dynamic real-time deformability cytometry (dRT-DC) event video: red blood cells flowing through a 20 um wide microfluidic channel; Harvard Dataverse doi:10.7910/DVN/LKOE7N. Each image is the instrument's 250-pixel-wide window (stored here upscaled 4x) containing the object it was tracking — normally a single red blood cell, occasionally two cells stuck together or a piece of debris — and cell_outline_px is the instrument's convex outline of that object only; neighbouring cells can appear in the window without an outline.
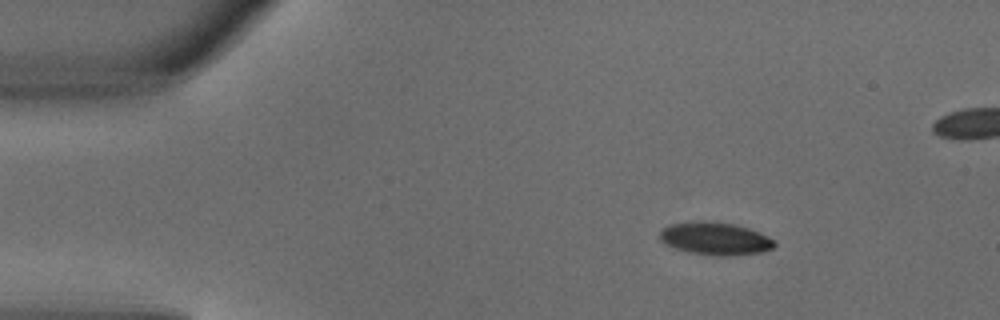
{"species": "common noctule bat (a hibernating species)", "species_latin": "Nyctalus noctula", "temperature_condition": "warm", "stored_images_in_passage": 5, "camera_frame_rate_fps": 3000, "um_per_image_px": 0.085, "animal": {"sex": "male", "body_mass_g": 18.8}, "frame": {"image": 1, "passage_image": 2, "time_ms": 0.333, "image_size_px": [1000, 320], "cell_outline_px": [[776, 244], [772, 248], [760, 252], [732, 256], [712, 256], [688, 252], [664, 244], [660, 240], [660, 232], [668, 224], [696, 220], [704, 220], [732, 224], [748, 228], [760, 232], [776, 240]], "centroid_in_image_um": [60.78, 20.28], "position_along_channel_um": 24.2, "area_um2": 22.14}}